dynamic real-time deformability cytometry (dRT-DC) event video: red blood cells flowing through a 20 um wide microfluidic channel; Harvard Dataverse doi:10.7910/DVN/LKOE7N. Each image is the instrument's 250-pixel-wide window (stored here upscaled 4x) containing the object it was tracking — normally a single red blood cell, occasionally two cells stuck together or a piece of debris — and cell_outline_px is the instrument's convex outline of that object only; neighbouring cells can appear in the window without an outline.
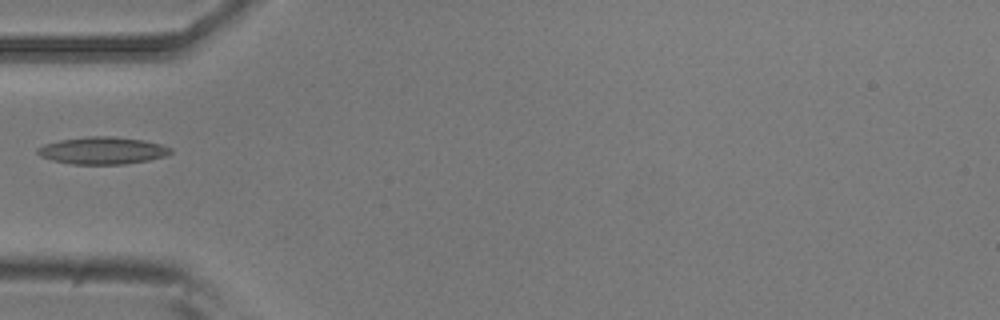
{"species": "common noctule bat (a hibernating species)", "species_latin": "Nyctalus noctula", "temperature_condition": "room temperature", "stored_images_in_passage": 7, "camera_frame_rate_fps": 3000, "um_per_image_px": 0.085, "animal": {"sex": "male", "body_mass_g": 20.5, "forearm_length_mm": 52.5}, "frame": {"image": 1, "passage_image": 6, "time_ms": 5.667, "image_size_px": [1000, 320], "cell_outline_px": [[172, 152], [168, 156], [148, 160], [124, 164], [72, 164], [52, 160], [40, 156], [36, 152], [36, 148], [44, 144], [60, 140], [88, 136], [112, 136], [144, 140], [160, 144], [172, 148]], "centroid_in_image_um": [8.72, 12.79], "position_along_channel_um": 76.3, "area_um2": 21.21}}
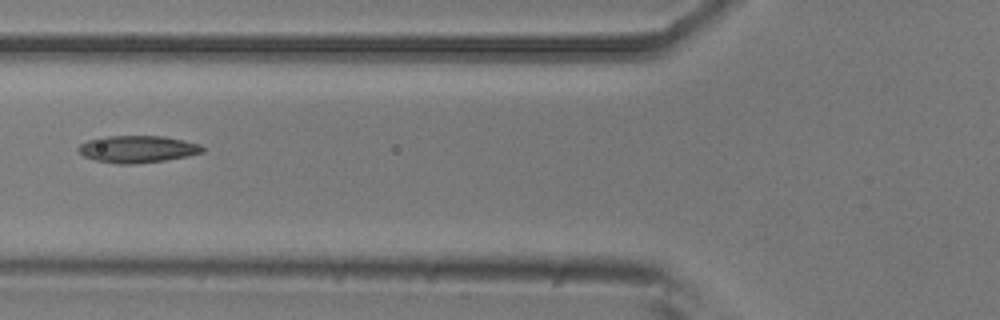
{"frame": {"image": 2, "passage_image": 7, "time_ms": 6.667, "image_size_px": [1000, 320], "cell_outline_px": [[204, 152], [188, 156], [164, 160], [132, 164], [120, 164], [96, 160], [84, 156], [76, 148], [80, 144], [88, 140], [104, 136], [164, 136], [184, 140], [200, 144], [204, 148]], "centroid_in_image_um": [11.7, 12.66], "position_along_channel_um": 114.1, "area_um2": 19.54}}